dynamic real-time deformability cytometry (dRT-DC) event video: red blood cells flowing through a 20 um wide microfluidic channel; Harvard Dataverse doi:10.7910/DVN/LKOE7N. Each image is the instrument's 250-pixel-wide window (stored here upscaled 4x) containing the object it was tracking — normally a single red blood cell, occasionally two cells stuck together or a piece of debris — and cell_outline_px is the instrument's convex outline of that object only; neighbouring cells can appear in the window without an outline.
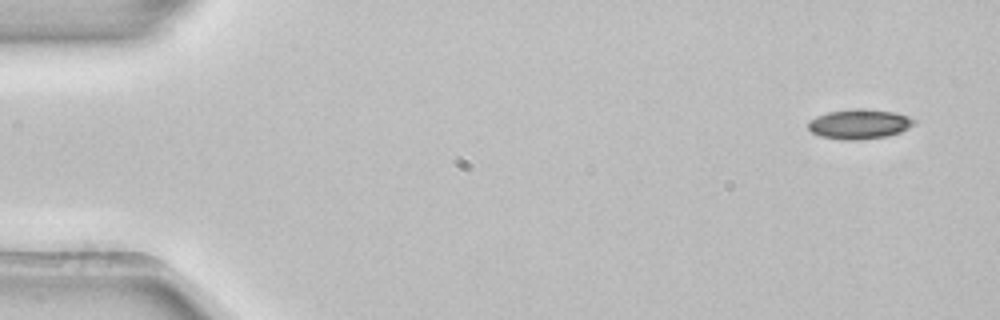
{"species": "common noctule bat (a hibernating species)", "species_latin": "Nyctalus noctula", "temperature_condition": "room temperature", "stored_images_in_passage": 4, "camera_frame_rate_fps": 3000, "um_per_image_px": 0.085, "animal": {"sex": "female", "body_mass_g": 22.7, "forearm_length_mm": 54.2}, "frame": {"image": 1, "passage_image": 1, "time_ms": 0.0, "image_size_px": [1000, 320], "cell_outline_px": [[916, 124], [900, 132], [888, 136], [860, 140], [844, 140], [820, 136], [812, 132], [808, 128], [808, 120], [816, 116], [828, 112], [892, 112], [908, 116], [916, 120]], "centroid_in_image_um": [73.04, 10.61], "position_along_channel_um": 12.0, "area_um2": 17.46}}
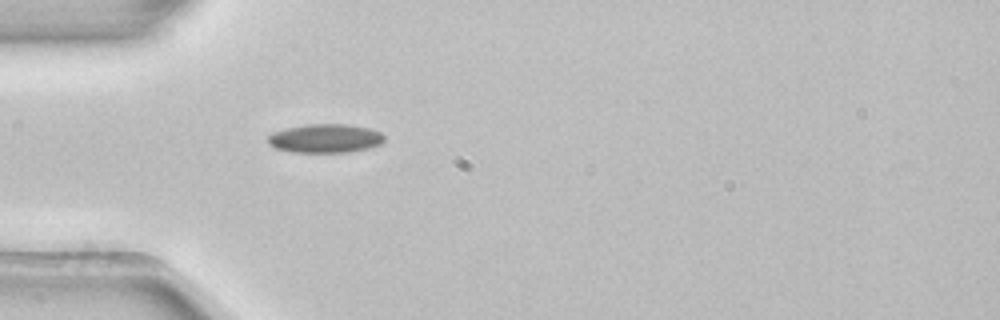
{"frame": {"image": 2, "passage_image": 4, "time_ms": 1.0, "image_size_px": [1000, 320], "cell_outline_px": [[384, 140], [380, 144], [368, 148], [348, 152], [292, 152], [276, 148], [268, 144], [268, 136], [284, 128], [308, 124], [348, 124], [368, 128], [380, 132], [384, 136]], "centroid_in_image_um": [27.64, 11.76], "position_along_channel_um": 57.4, "area_um2": 19.42}}